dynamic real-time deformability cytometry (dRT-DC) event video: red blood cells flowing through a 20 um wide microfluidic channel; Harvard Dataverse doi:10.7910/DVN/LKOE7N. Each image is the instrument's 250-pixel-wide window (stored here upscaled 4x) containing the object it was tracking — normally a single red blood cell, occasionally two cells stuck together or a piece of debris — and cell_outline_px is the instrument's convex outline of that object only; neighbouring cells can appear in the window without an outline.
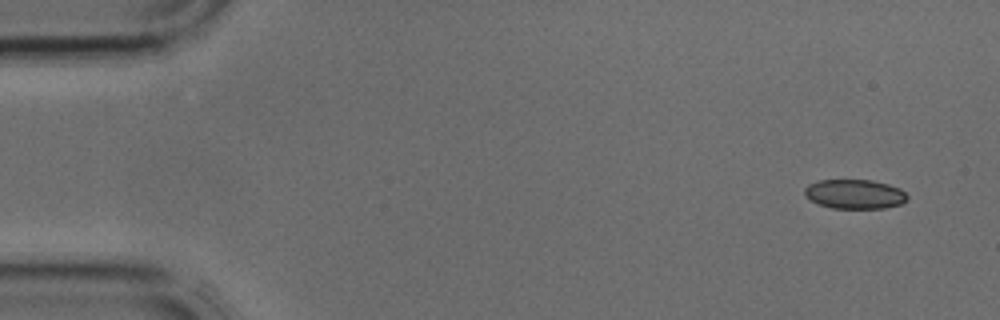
{"species": "common noctule bat (a hibernating species)", "species_latin": "Nyctalus noctula", "temperature_condition": "cold", "stored_images_in_passage": 3, "camera_frame_rate_fps": 3000, "um_per_image_px": 0.085, "animal": {"sex": "male", "body_mass_g": 17.9, "forearm_length_mm": 54.2}, "frame": {"image": 1, "passage_image": 1, "time_ms": 0.0, "image_size_px": [1000, 320], "cell_outline_px": [[908, 200], [900, 204], [884, 208], [832, 208], [820, 204], [804, 196], [804, 188], [808, 184], [820, 180], [872, 180], [888, 184], [900, 188], [908, 196]], "centroid_in_image_um": [72.65, 16.49], "position_along_channel_um": 12.3, "area_um2": 17.57}}